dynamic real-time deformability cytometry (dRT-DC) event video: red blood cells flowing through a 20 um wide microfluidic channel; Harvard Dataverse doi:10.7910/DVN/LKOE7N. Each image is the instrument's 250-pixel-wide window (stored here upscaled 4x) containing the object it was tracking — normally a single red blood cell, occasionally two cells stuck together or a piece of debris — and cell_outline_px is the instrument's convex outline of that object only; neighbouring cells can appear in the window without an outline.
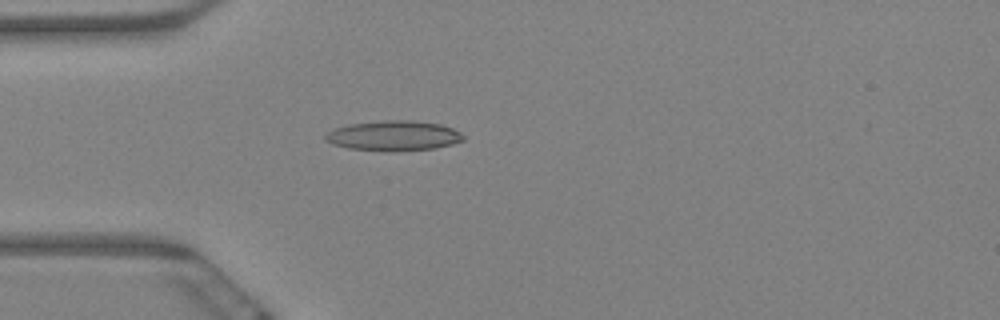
{"species": "Egyptian fruit bat (a non-hibernating species)", "species_latin": "Rousettus aegyptiacus", "temperature_condition": "warm", "stored_images_in_passage": 63, "camera_frame_rate_fps": 3000, "um_per_image_px": 0.085, "animal": {"sex": "female"}, "frame": {"image": 1, "passage_image": 18, "time_ms": 5.667, "image_size_px": [1000, 320], "cell_outline_px": [[464, 140], [452, 144], [436, 148], [348, 148], [332, 144], [324, 140], [324, 136], [328, 132], [336, 128], [348, 124], [384, 120], [412, 120], [440, 124], [452, 128], [460, 132], [464, 136]], "centroid_in_image_um": [33.46, 11.48], "position_along_channel_um": 51.5, "area_um2": 23.06}}
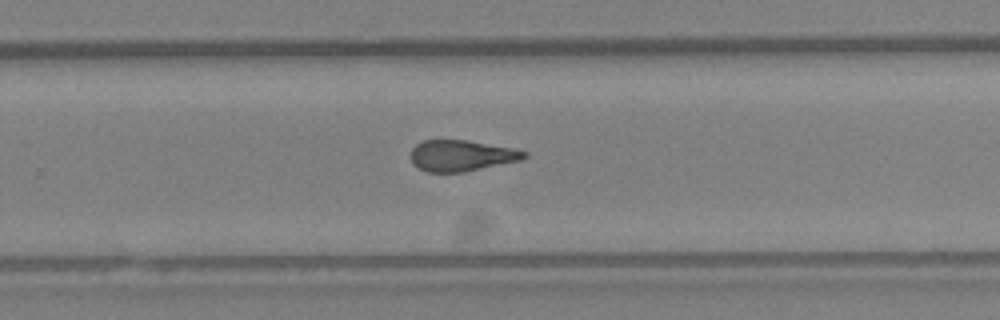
{"frame": {"image": 2, "passage_image": 41, "time_ms": 13.333, "image_size_px": [1000, 320], "cell_outline_px": [[528, 156], [524, 160], [464, 172], [428, 172], [412, 164], [408, 156], [412, 148], [416, 144], [424, 140], [464, 140], [512, 148], [528, 152]], "centroid_in_image_um": [39.22, 13.24], "position_along_channel_um": 290.6, "area_um2": 20.75}}
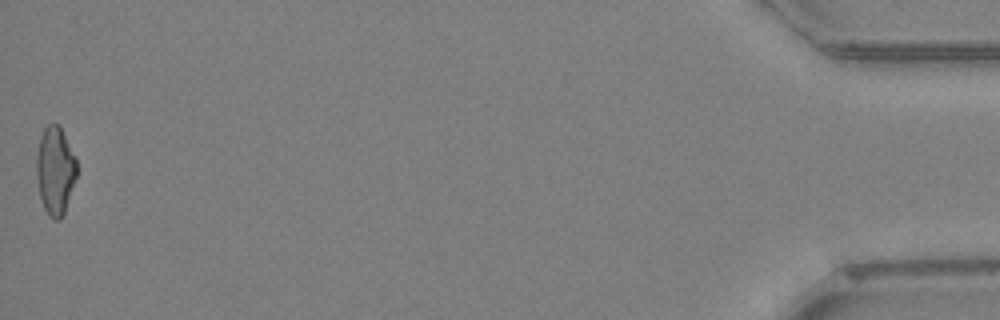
{"frame": {"image": 3, "passage_image": 63, "time_ms": 20.667, "image_size_px": [1000, 320], "cell_outline_px": [[76, 176], [64, 212], [60, 220], [56, 220], [48, 216], [40, 200], [36, 176], [36, 156], [40, 136], [44, 128], [48, 124], [60, 124], [76, 160]], "centroid_in_image_um": [4.66, 14.49], "position_along_channel_um": 430.5, "area_um2": 20.63}, "authors_computed_cell_mechanics": {"area_um2": 21.6172, "velocity_mm_per_s": 3.244, "shape_relaxation_time_tau1_ms": null, "shape_relaxation_time_tau2_ms": 2.7632, "deformation_change_tau1": null, "deformation_change_tau2": 0.1181}}